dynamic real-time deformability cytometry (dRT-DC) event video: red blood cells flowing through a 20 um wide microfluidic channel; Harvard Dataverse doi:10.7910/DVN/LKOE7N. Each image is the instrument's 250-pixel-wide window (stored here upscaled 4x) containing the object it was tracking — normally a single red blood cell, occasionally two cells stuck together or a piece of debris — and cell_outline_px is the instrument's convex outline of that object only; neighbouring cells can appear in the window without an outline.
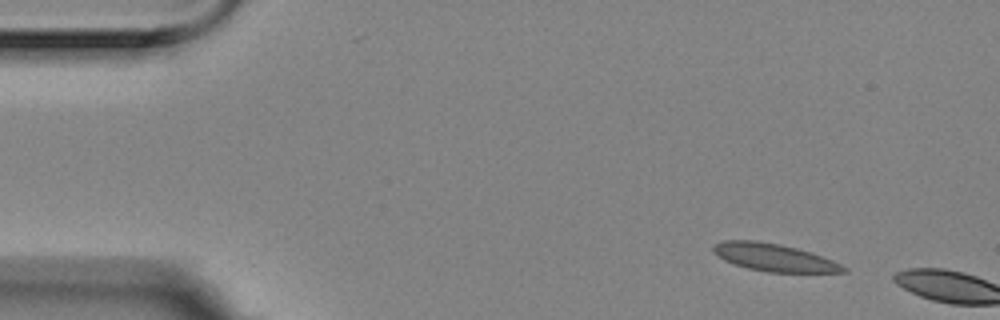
{"species": "Egyptian fruit bat (a non-hibernating species)", "species_latin": "Rousettus aegyptiacus", "temperature_condition": "room temperature", "stored_images_in_passage": 3, "camera_frame_rate_fps": 3000, "um_per_image_px": 0.085, "animal": {"sex": "female"}, "frame": {"image": 1, "passage_image": 1, "time_ms": 0.0, "image_size_px": [1000, 320], "cell_outline_px": [[848, 272], [768, 272], [748, 268], [724, 260], [712, 252], [712, 244], [720, 240], [756, 240], [780, 244], [812, 252], [832, 260], [848, 268]], "centroid_in_image_um": [65.76, 21.87], "position_along_channel_um": 19.2, "area_um2": 20.98}}